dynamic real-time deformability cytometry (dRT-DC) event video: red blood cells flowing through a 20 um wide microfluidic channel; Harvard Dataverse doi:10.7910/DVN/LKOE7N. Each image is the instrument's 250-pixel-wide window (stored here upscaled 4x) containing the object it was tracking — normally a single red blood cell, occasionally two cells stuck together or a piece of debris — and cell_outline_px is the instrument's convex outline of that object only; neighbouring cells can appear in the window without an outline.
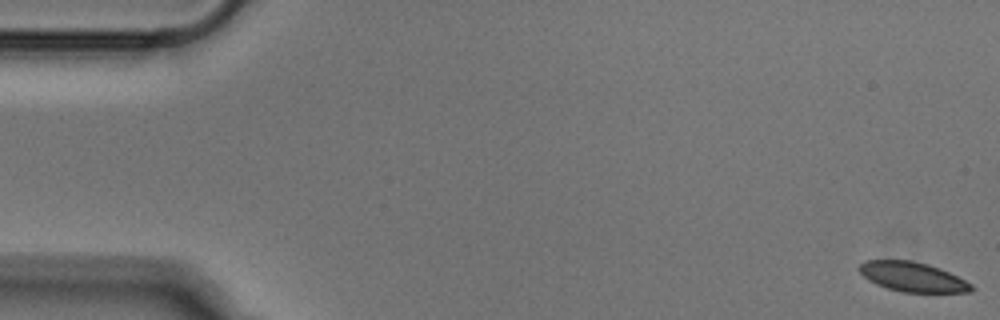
{"species": "Egyptian fruit bat (a non-hibernating species)", "species_latin": "Rousettus aegyptiacus", "temperature_condition": "cold", "stored_images_in_passage": 52, "camera_frame_rate_fps": 3000, "um_per_image_px": 0.085, "animal": {"sex": "male"}, "frame": {"image": 1, "passage_image": 1, "time_ms": 0.0, "image_size_px": [1000, 320], "cell_outline_px": [[976, 288], [972, 292], [900, 292], [876, 284], [868, 280], [856, 268], [864, 260], [912, 260], [928, 264], [940, 268], [972, 284]], "centroid_in_image_um": [77.55, 23.53], "position_along_channel_um": 7.4, "area_um2": 19.42}}
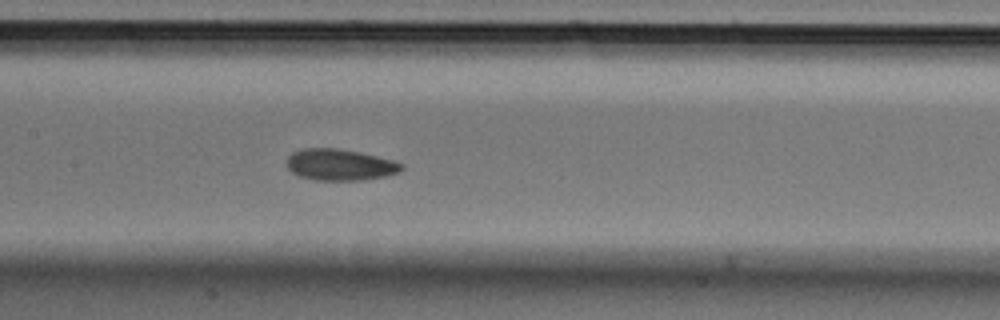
{"frame": {"image": 2, "passage_image": 25, "time_ms": 8.0, "image_size_px": [1000, 320], "cell_outline_px": [[404, 168], [400, 172], [384, 176], [364, 180], [316, 180], [296, 176], [288, 168], [288, 156], [292, 152], [300, 148], [336, 148], [360, 152], [392, 160], [404, 164]], "centroid_in_image_um": [28.89, 14.0], "position_along_channel_um": 178.5, "area_um2": 21.1}}
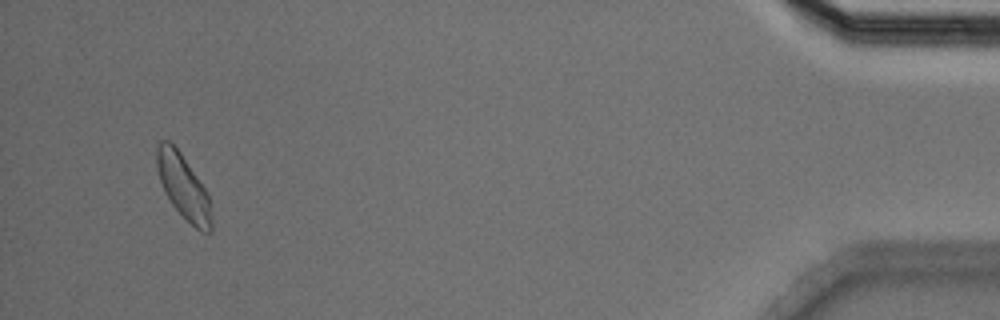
{"frame": {"image": 3, "passage_image": 50, "time_ms": 16.333, "image_size_px": [1000, 320], "cell_outline_px": [[212, 232], [200, 232], [172, 204], [164, 192], [156, 168], [156, 148], [160, 140], [168, 140], [180, 152], [204, 188], [208, 196], [212, 220]], "centroid_in_image_um": [15.56, 15.86], "position_along_channel_um": 419.6, "area_um2": 20.11}}